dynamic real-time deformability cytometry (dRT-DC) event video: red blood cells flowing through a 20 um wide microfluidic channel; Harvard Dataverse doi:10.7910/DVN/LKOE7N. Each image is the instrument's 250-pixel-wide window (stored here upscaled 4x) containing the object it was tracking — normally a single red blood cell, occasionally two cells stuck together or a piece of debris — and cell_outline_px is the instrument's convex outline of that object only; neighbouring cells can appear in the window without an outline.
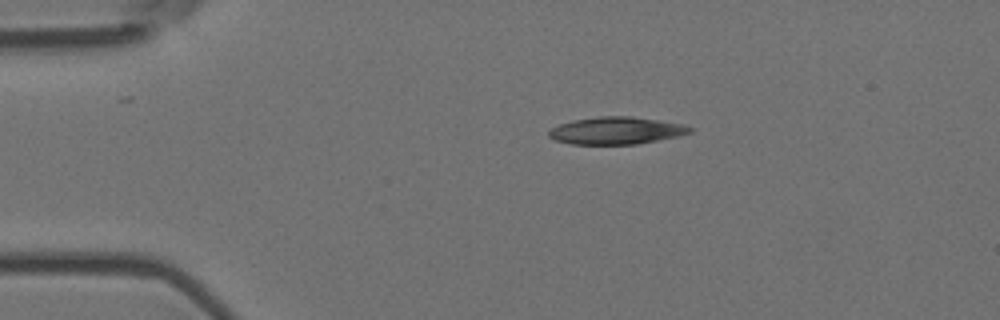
{"species": "Egyptian fruit bat (a non-hibernating species)", "species_latin": "Rousettus aegyptiacus", "temperature_condition": "room temperature", "stored_images_in_passage": 5, "camera_frame_rate_fps": 3000, "um_per_image_px": 0.085, "animal": {"sex": "female"}, "frame": {"image": 1, "passage_image": 1, "time_ms": 0.0, "image_size_px": [1000, 320], "cell_outline_px": [[692, 132], [680, 136], [636, 144], [572, 144], [556, 140], [548, 136], [548, 132], [552, 128], [560, 124], [572, 120], [600, 116], [632, 116], [684, 124], [692, 128]], "centroid_in_image_um": [52.4, 11.1], "position_along_channel_um": 32.6, "area_um2": 22.43}}
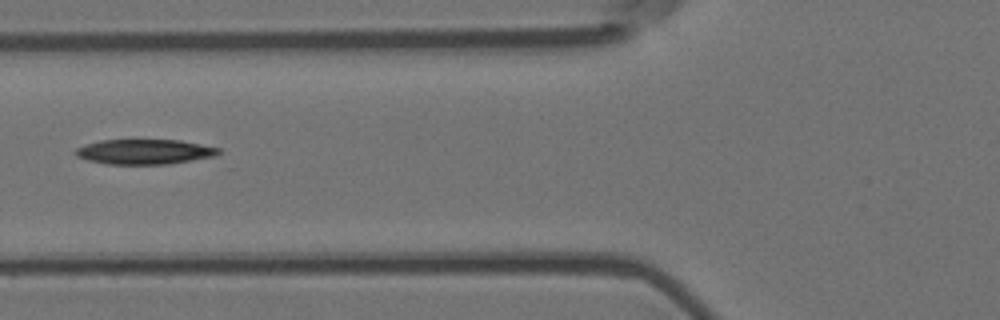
{"frame": {"image": 2, "passage_image": 4, "time_ms": 1.0, "image_size_px": [1000, 320], "cell_outline_px": [[220, 152], [212, 156], [168, 164], [108, 164], [88, 160], [76, 156], [76, 148], [100, 140], [180, 140], [220, 148]], "centroid_in_image_um": [12.27, 12.89], "position_along_channel_um": 113.5, "area_um2": 20.46}}
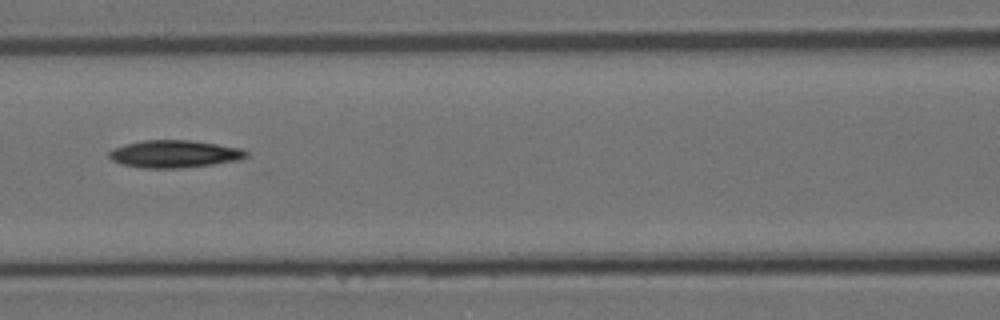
{"frame": {"image": 3, "passage_image": 5, "time_ms": 1.333, "image_size_px": [1000, 320], "cell_outline_px": [[248, 156], [240, 160], [212, 164], [180, 168], [144, 168], [120, 164], [112, 160], [108, 156], [108, 152], [112, 148], [124, 144], [144, 140], [188, 140], [216, 144], [240, 148], [248, 152]], "centroid_in_image_um": [14.79, 13.08], "position_along_channel_um": 151.8, "area_um2": 21.96}}